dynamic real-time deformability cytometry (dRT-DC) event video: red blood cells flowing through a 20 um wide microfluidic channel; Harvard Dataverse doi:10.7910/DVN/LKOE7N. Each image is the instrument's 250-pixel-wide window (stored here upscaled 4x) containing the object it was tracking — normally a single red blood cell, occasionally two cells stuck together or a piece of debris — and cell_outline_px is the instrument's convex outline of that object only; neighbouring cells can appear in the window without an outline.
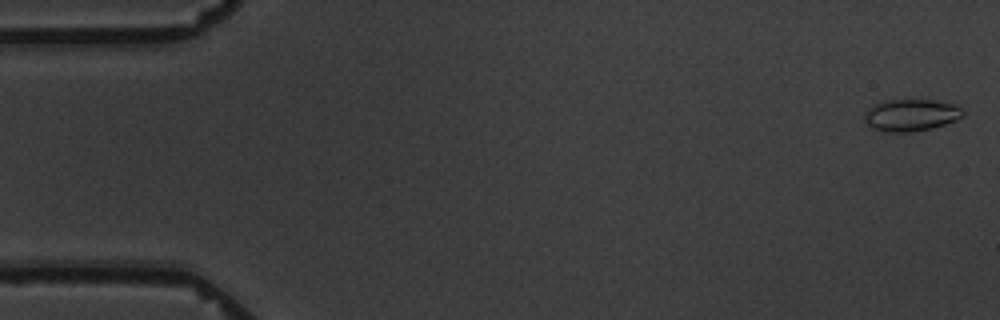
{"species": "common noctule bat (a hibernating species)", "species_latin": "Nyctalus noctula", "temperature_condition": "warm", "stored_images_in_passage": 6, "camera_frame_rate_fps": 3000, "um_per_image_px": 0.085, "animal": {"sex": "male", "body_mass_g": 19.5, "forearm_length_mm": 54.6}, "frame": {"image": 1, "passage_image": 1, "time_ms": 0.0, "image_size_px": [1000, 320], "cell_outline_px": [[964, 116], [956, 120], [944, 124], [912, 132], [884, 132], [872, 128], [864, 120], [864, 112], [872, 104], [888, 100], [936, 100], [956, 104], [964, 112]], "centroid_in_image_um": [77.41, 9.77], "position_along_channel_um": 7.6, "area_um2": 18.44}}
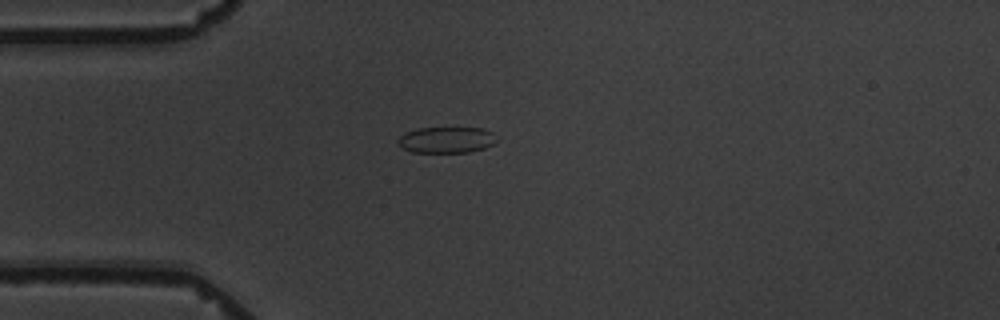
{"frame": {"image": 2, "passage_image": 5, "time_ms": 4.667, "image_size_px": [1000, 320], "cell_outline_px": [[496, 144], [484, 148], [468, 152], [412, 152], [404, 148], [396, 140], [400, 136], [408, 132], [420, 128], [484, 128], [492, 132], [496, 140]], "centroid_in_image_um": [37.99, 11.89], "position_along_channel_um": 47.0, "area_um2": 14.85}}
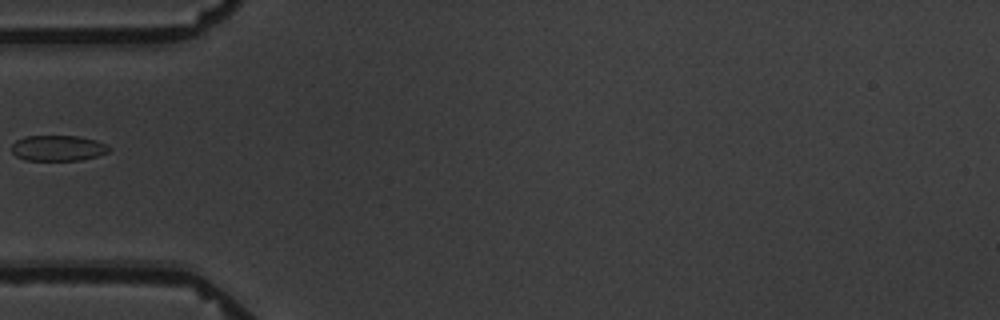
{"frame": {"image": 3, "passage_image": 6, "time_ms": 6.0, "image_size_px": [1000, 320], "cell_outline_px": [[112, 148], [108, 152], [96, 156], [80, 160], [24, 160], [16, 156], [12, 152], [12, 144], [16, 140], [24, 136], [76, 136], [96, 140], [108, 144]], "centroid_in_image_um": [4.93, 12.58], "position_along_channel_um": 80.1, "area_um2": 14.62}}